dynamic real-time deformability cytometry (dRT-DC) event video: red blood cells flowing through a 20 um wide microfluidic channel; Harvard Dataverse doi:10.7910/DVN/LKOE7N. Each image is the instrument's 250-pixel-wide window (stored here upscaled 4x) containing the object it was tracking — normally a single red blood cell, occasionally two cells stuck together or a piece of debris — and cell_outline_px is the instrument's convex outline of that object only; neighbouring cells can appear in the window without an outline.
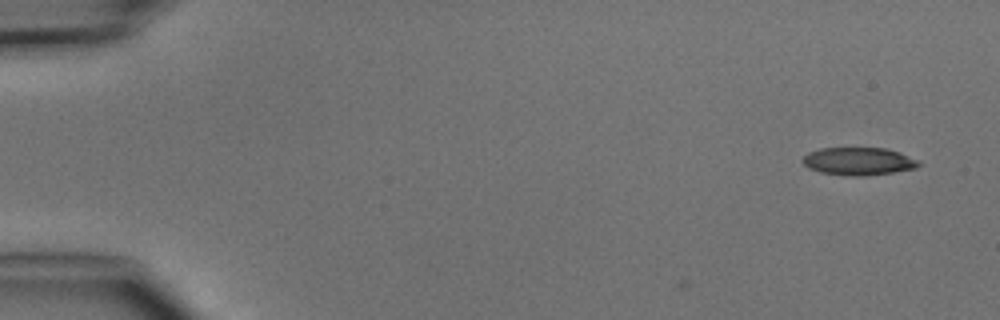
{"species": "common noctule bat (a hibernating species)", "species_latin": "Nyctalus noctula", "temperature_condition": "cold", "stored_images_in_passage": 5, "camera_frame_rate_fps": 3000, "um_per_image_px": 0.085, "animal": {"sex": "male", "body_mass_g": 15.6}, "frame": {"image": 1, "passage_image": 1, "time_ms": 0.0, "image_size_px": [1000, 320], "cell_outline_px": [[920, 164], [916, 168], [892, 172], [864, 176], [852, 176], [820, 172], [808, 168], [804, 164], [804, 156], [808, 152], [820, 148], [884, 148], [900, 152], [920, 160]], "centroid_in_image_um": [73.0, 13.7], "position_along_channel_um": 12.0, "area_um2": 18.73}}
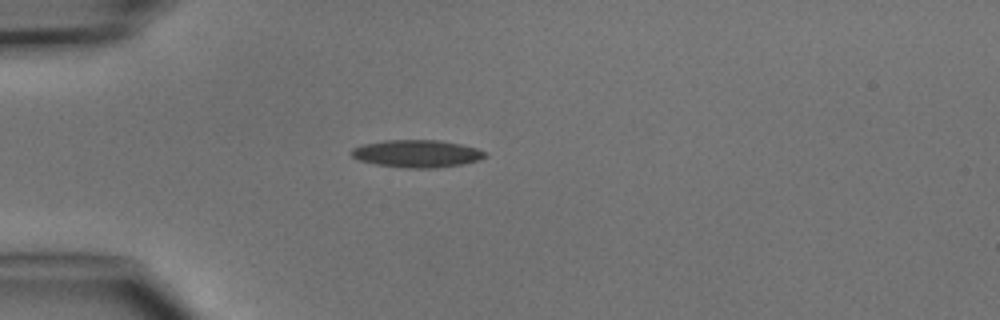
{"frame": {"image": 2, "passage_image": 4, "time_ms": 3.667, "image_size_px": [1000, 320], "cell_outline_px": [[488, 156], [480, 160], [460, 164], [436, 168], [408, 168], [376, 164], [360, 160], [352, 156], [348, 152], [352, 148], [364, 144], [384, 140], [440, 140], [460, 144], [476, 148], [488, 152]], "centroid_in_image_um": [35.45, 13.05], "position_along_channel_um": 49.5, "area_um2": 21.44}}